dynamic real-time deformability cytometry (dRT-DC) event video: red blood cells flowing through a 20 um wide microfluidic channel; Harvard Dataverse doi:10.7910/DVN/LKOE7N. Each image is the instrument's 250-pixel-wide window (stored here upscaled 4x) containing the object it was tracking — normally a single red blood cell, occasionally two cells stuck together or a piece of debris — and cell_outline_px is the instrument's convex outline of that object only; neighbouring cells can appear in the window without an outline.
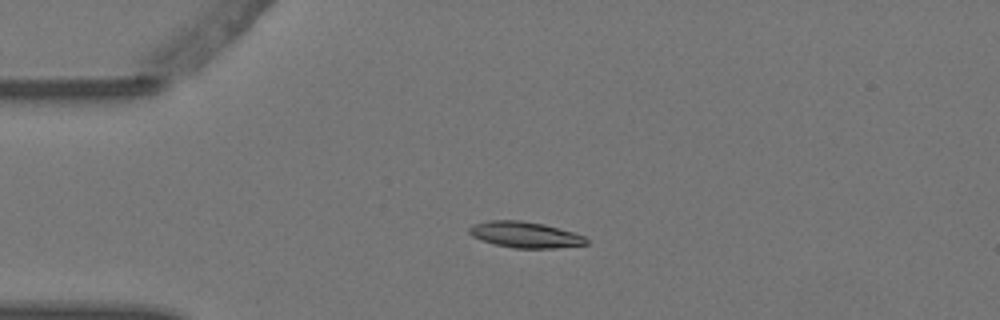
{"species": "Egyptian fruit bat (a non-hibernating species)", "species_latin": "Rousettus aegyptiacus", "temperature_condition": "warm", "stored_images_in_passage": 4, "camera_frame_rate_fps": 3000, "um_per_image_px": 0.085, "animal": {"sex": "female"}, "frame": {"image": 1, "passage_image": 3, "time_ms": 0.667, "image_size_px": [1000, 320], "cell_outline_px": [[588, 244], [556, 248], [512, 248], [480, 240], [472, 236], [468, 232], [468, 228], [472, 224], [488, 220], [520, 220], [544, 224], [572, 232], [584, 236], [588, 240]], "centroid_in_image_um": [44.6, 19.95], "position_along_channel_um": 40.4, "area_um2": 17.8}}